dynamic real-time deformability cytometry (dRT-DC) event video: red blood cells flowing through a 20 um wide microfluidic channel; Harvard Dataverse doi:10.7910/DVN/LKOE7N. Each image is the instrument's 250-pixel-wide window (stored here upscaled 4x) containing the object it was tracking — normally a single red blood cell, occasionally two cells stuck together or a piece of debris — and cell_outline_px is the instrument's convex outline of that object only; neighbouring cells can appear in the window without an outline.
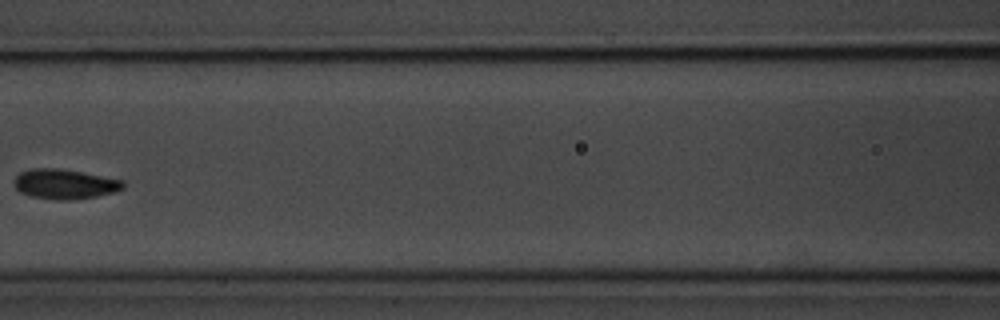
{"species": "common noctule bat (a hibernating species)", "species_latin": "Nyctalus noctula", "temperature_condition": "room temperature", "stored_images_in_passage": 7, "camera_frame_rate_fps": 3000, "um_per_image_px": 0.085, "animal": {"sex": "male", "body_mass_g": 20.1, "forearm_length_mm": 53.5}, "frame": {"image": 1, "passage_image": 6, "time_ms": 7.0, "image_size_px": [1000, 320], "cell_outline_px": [[124, 188], [112, 192], [96, 196], [72, 200], [52, 200], [32, 196], [20, 192], [12, 184], [12, 180], [20, 172], [32, 168], [56, 168], [80, 172], [124, 180]], "centroid_in_image_um": [5.45, 15.65], "position_along_channel_um": 161.2, "area_um2": 18.96}}
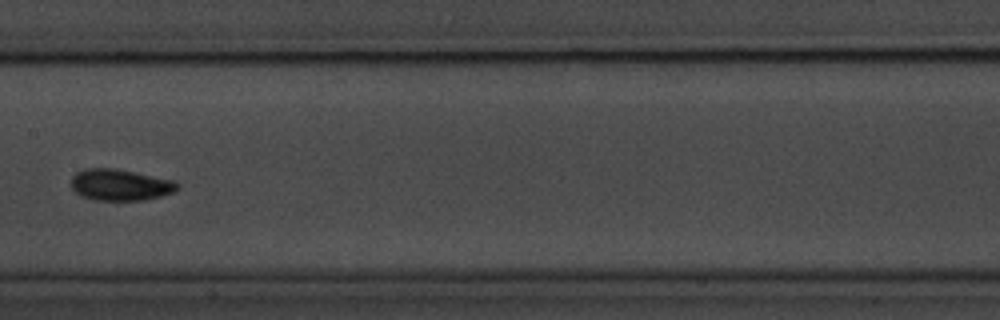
{"frame": {"image": 2, "passage_image": 7, "time_ms": 8.0, "image_size_px": [1000, 320], "cell_outline_px": [[180, 188], [176, 192], [144, 200], [92, 200], [80, 196], [72, 188], [72, 176], [76, 172], [84, 168], [116, 168], [176, 180], [180, 184]], "centroid_in_image_um": [10.26, 15.71], "position_along_channel_um": 197.1, "area_um2": 19.83}}